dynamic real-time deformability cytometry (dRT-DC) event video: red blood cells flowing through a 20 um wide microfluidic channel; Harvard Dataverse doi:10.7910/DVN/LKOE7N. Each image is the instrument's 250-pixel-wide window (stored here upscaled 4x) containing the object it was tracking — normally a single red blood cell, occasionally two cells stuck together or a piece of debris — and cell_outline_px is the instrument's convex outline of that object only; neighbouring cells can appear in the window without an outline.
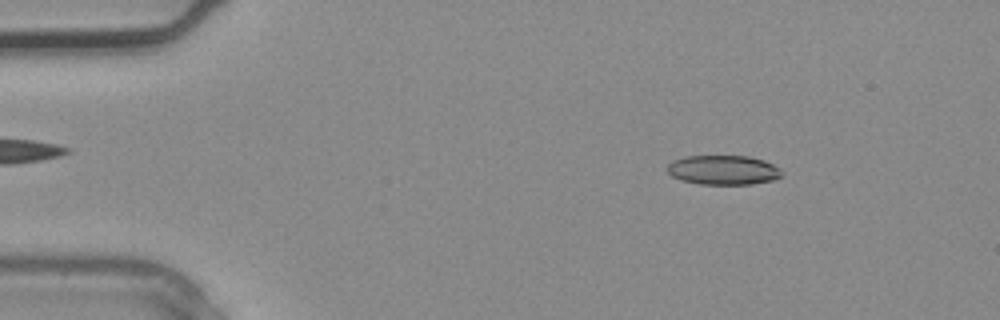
{"species": "common noctule bat (a hibernating species)", "species_latin": "Nyctalus noctula", "temperature_condition": "warm", "stored_images_in_passage": 2, "camera_frame_rate_fps": 3000, "um_per_image_px": 0.085, "animal": {"sex": "male", "body_mass_g": 20.4}, "frame": {"image": 1, "passage_image": 2, "time_ms": 0.333, "image_size_px": [1000, 320], "cell_outline_px": [[784, 172], [776, 180], [752, 184], [700, 184], [680, 180], [672, 176], [664, 168], [672, 160], [684, 156], [748, 156], [764, 160], [780, 168]], "centroid_in_image_um": [61.47, 14.45], "position_along_channel_um": 23.5, "area_um2": 19.94}}